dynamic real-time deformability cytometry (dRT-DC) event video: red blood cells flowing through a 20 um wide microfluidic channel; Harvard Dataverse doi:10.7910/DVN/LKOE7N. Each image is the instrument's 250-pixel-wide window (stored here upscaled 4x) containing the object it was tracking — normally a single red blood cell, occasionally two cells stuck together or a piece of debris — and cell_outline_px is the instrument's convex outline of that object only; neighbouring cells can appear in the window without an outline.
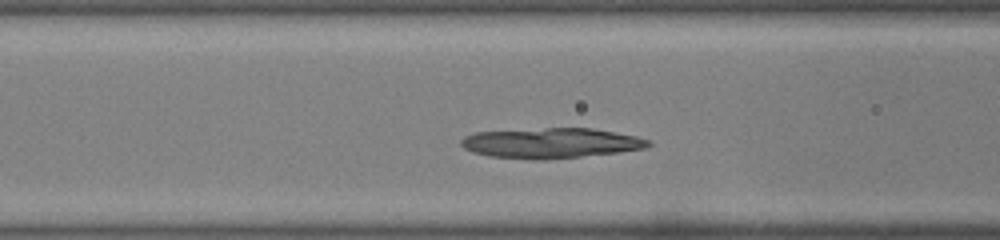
{"species": "common noctule bat (a hibernating species)", "species_latin": "Nyctalus noctula", "temperature_condition": "warm", "stored_images_in_passage": 26, "camera_frame_rate_fps": 3000, "um_per_image_px": 0.085, "animal": {"sex": "male", "body_mass_g": 19.0, "forearm_length_mm": 50.8}, "frame": {"image": 1, "passage_image": 8, "time_ms": 2.333, "image_size_px": [1000, 240], "cell_outline_px": [[652, 144], [648, 148], [620, 152], [544, 160], [532, 160], [488, 156], [472, 152], [464, 148], [460, 144], [460, 140], [464, 136], [476, 132], [544, 128], [592, 128], [636, 136], [652, 140]], "centroid_in_image_um": [46.84, 12.16], "position_along_channel_um": 119.8, "area_um2": 33.23}}
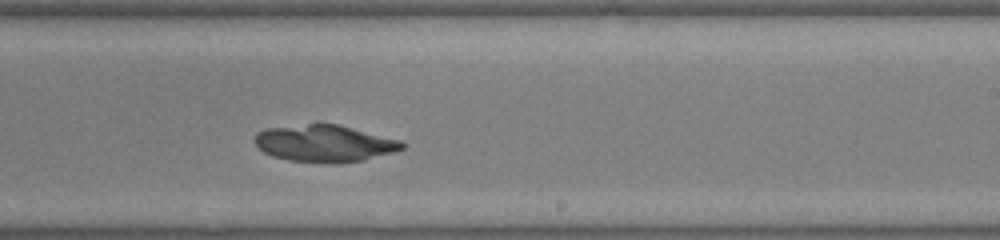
{"frame": {"image": 2, "passage_image": 17, "time_ms": 5.333, "image_size_px": [1000, 240], "cell_outline_px": [[404, 148], [392, 152], [360, 160], [288, 160], [272, 156], [264, 152], [256, 144], [256, 132], [268, 128], [308, 124], [336, 124], [400, 140], [404, 144]], "centroid_in_image_um": [27.55, 12.14], "position_along_channel_um": 261.5, "area_um2": 30.11}}
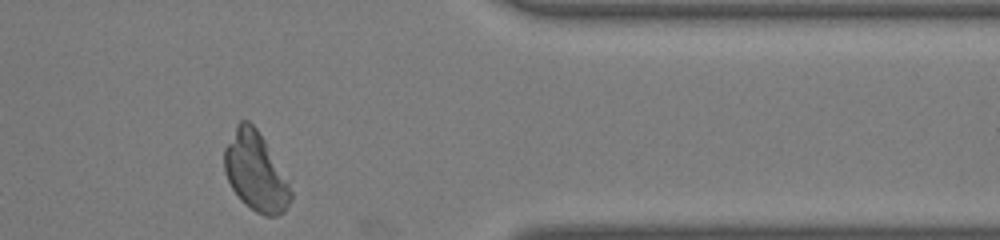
{"frame": {"image": 3, "passage_image": 26, "time_ms": 8.333, "image_size_px": [1000, 240], "cell_outline_px": [[292, 196], [284, 212], [276, 216], [264, 216], [256, 212], [244, 204], [240, 200], [232, 188], [224, 172], [224, 148], [236, 124], [240, 120], [248, 120], [256, 128], [264, 140], [288, 184], [292, 192]], "centroid_in_image_um": [21.68, 14.6], "position_along_channel_um": 389.7, "area_um2": 30.06}}